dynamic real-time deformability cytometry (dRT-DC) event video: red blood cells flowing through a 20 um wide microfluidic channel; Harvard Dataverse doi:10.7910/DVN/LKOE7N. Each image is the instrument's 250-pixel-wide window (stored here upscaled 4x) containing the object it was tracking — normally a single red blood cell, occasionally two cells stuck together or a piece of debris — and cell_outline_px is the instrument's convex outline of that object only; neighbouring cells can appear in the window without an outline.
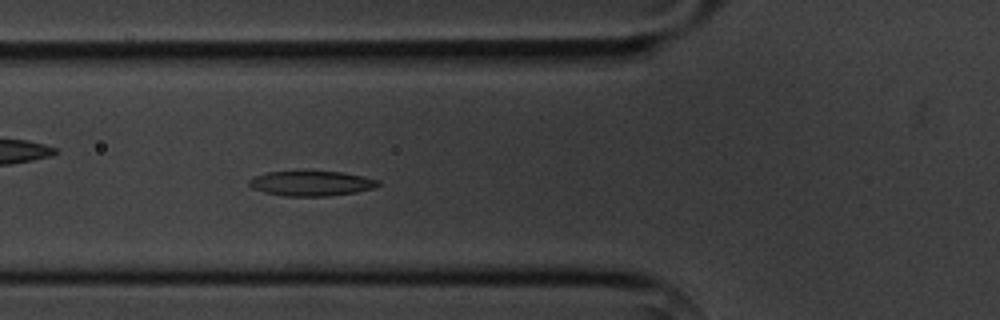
{"species": "common noctule bat (a hibernating species)", "species_latin": "Nyctalus noctula", "temperature_condition": "cold", "stored_images_in_passage": 5, "camera_frame_rate_fps": 3000, "um_per_image_px": 0.085, "animal": {"sex": "male", "body_mass_g": 20.1, "forearm_length_mm": 53.5}, "frame": {"image": 1, "passage_image": 5, "time_ms": 4.667, "image_size_px": [1000, 320], "cell_outline_px": [[380, 184], [372, 188], [356, 192], [328, 196], [284, 196], [264, 192], [252, 188], [248, 184], [248, 180], [252, 176], [268, 172], [344, 172], [380, 180]], "centroid_in_image_um": [26.44, 15.59], "position_along_channel_um": 99.4, "area_um2": 18.67}}